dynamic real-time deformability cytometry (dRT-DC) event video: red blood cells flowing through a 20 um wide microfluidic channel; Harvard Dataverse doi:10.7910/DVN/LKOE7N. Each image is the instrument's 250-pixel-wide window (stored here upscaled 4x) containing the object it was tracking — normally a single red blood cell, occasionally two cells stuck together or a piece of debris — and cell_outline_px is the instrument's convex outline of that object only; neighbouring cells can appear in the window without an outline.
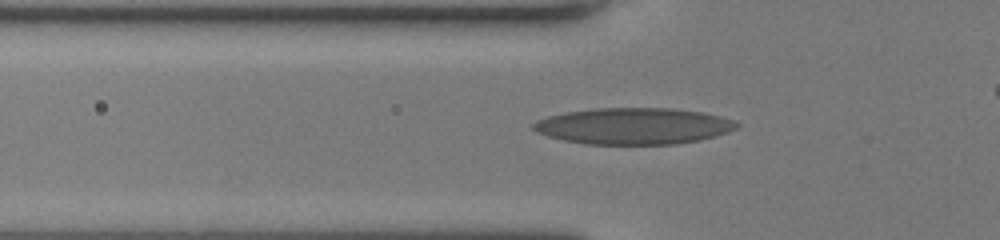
{"species": "human", "species_latin": "Homo sapiens", "temperature_condition": "room temperature", "stored_images_in_passage": 32, "camera_frame_rate_fps": 3000, "um_per_image_px": 0.085, "donor": {"sex": "female"}, "frame": {"image": 1, "passage_image": 4, "time_ms": 1.0, "image_size_px": [1000, 240], "cell_outline_px": [[740, 124], [736, 128], [728, 132], [716, 136], [700, 140], [680, 144], [584, 144], [564, 140], [548, 136], [536, 132], [532, 128], [532, 124], [536, 120], [548, 116], [568, 112], [596, 108], [672, 108], [700, 112], [720, 116], [736, 120]], "centroid_in_image_um": [53.87, 10.72], "position_along_channel_um": 71.9, "area_um2": 43.29}}
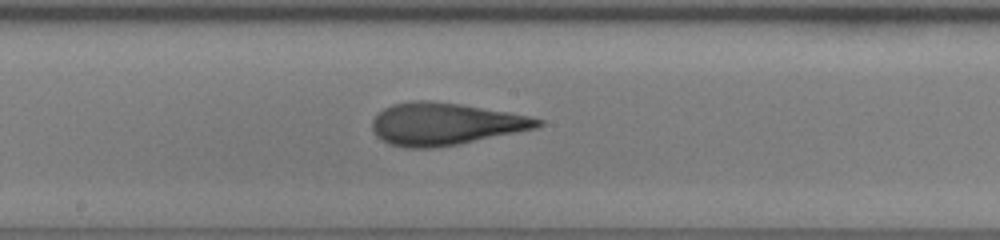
{"frame": {"image": 2, "passage_image": 14, "time_ms": 4.333, "image_size_px": [1000, 240], "cell_outline_px": [[544, 124], [536, 128], [456, 144], [432, 148], [404, 148], [388, 144], [376, 136], [372, 128], [372, 120], [384, 108], [392, 104], [416, 100], [428, 100], [460, 104], [508, 112], [528, 116], [544, 120]], "centroid_in_image_um": [37.79, 10.53], "position_along_channel_um": 210.4, "area_um2": 40.46}}
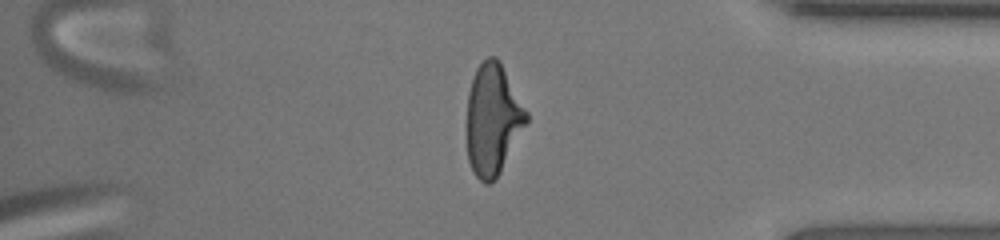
{"frame": {"image": 3, "passage_image": 28, "time_ms": 9.0, "image_size_px": [1000, 240], "cell_outline_px": [[528, 120], [496, 180], [488, 184], [484, 184], [472, 172], [468, 160], [468, 92], [476, 68], [488, 56], [496, 56], [500, 60], [528, 112]], "centroid_in_image_um": [41.9, 10.15], "position_along_channel_um": 393.3, "area_um2": 38.44}}